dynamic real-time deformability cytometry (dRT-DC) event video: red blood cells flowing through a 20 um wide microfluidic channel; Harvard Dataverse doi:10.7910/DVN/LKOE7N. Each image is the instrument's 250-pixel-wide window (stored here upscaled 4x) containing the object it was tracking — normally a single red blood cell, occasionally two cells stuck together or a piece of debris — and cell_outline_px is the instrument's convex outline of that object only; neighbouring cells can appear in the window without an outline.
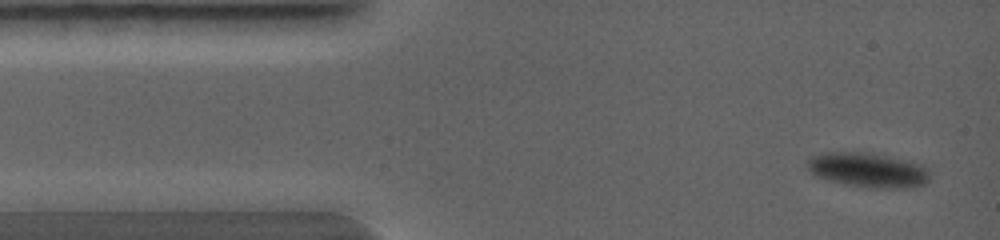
{"species": "common noctule bat (a hibernating species)", "species_latin": "Nyctalus noctula", "temperature_condition": "warm", "stored_images_in_passage": 3, "camera_frame_rate_fps": 5000, "um_per_image_px": 0.085, "animal": {"sex": "female", "body_mass_g": 19.0, "forearm_length_mm": 56.7}, "frame": {"image": 1, "passage_image": 1, "time_ms": 0.0, "image_size_px": [1000, 240], "cell_outline_px": [[928, 180], [924, 184], [904, 188], [876, 188], [848, 184], [828, 180], [816, 176], [808, 168], [808, 160], [812, 156], [824, 152], [868, 152], [904, 160], [920, 164], [928, 168]], "centroid_in_image_um": [73.77, 14.44], "position_along_channel_um": 11.2, "area_um2": 24.33}}